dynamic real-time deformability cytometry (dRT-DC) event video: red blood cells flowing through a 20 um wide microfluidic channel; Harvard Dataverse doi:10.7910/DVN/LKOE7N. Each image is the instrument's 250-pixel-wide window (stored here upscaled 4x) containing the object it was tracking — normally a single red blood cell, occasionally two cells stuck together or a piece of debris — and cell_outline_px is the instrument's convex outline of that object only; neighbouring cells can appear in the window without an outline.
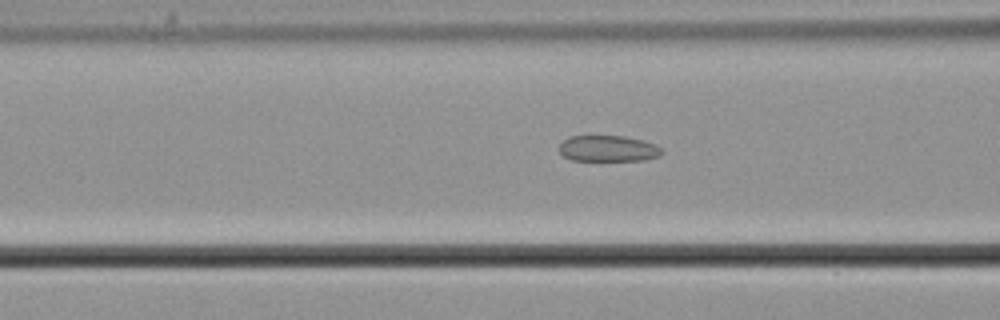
{"species": "common noctule bat (a hibernating species)", "species_latin": "Nyctalus noctula", "temperature_condition": "cold", "stored_images_in_passage": 31, "camera_frame_rate_fps": 3000, "um_per_image_px": 0.085, "animal": {"sex": "male", "body_mass_g": 21.5, "forearm_length_mm": 52.0}, "frame": {"image": 1, "passage_image": 4, "time_ms": 1.0, "image_size_px": [1000, 320], "cell_outline_px": [[664, 152], [660, 156], [644, 160], [572, 160], [564, 156], [560, 152], [560, 144], [568, 136], [624, 136], [644, 140], [656, 144]], "centroid_in_image_um": [51.72, 12.62], "position_along_channel_um": 114.9, "area_um2": 15.61}}
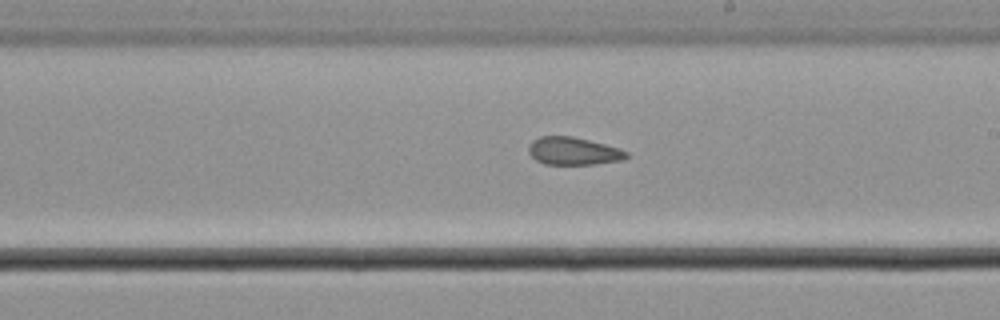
{"frame": {"image": 2, "passage_image": 14, "time_ms": 4.333, "image_size_px": [1000, 320], "cell_outline_px": [[628, 156], [624, 160], [596, 164], [544, 164], [536, 160], [528, 152], [528, 148], [532, 140], [540, 136], [572, 136], [620, 148], [628, 152]], "centroid_in_image_um": [48.74, 12.84], "position_along_channel_um": 240.3, "area_um2": 15.84}}
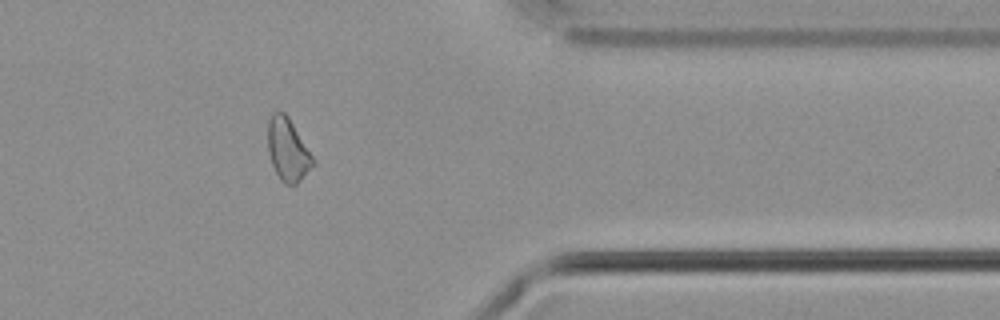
{"frame": {"image": 3, "passage_image": 27, "time_ms": 8.667, "image_size_px": [1000, 320], "cell_outline_px": [[316, 164], [296, 184], [284, 184], [280, 180], [272, 164], [268, 152], [268, 120], [272, 112], [284, 112], [288, 116], [312, 156]], "centroid_in_image_um": [24.45, 12.73], "position_along_channel_um": 386.9, "area_um2": 16.3}}